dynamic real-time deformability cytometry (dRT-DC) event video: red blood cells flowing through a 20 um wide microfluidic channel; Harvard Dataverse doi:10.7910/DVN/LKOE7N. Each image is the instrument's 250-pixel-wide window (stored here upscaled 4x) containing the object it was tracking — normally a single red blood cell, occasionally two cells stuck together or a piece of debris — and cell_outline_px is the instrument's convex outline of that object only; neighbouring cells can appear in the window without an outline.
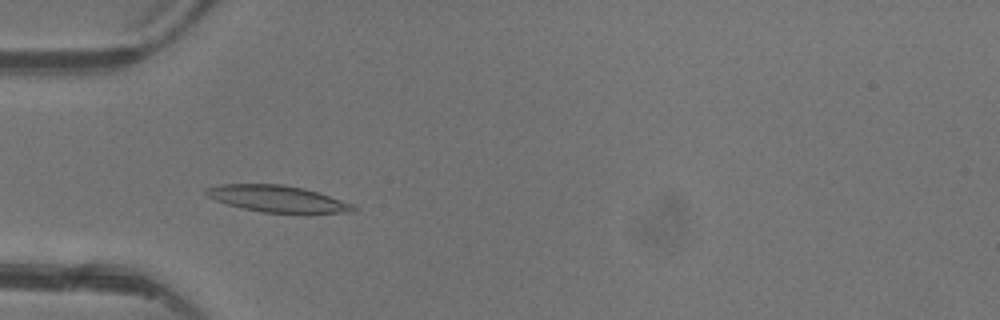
{"species": "common noctule bat (a hibernating species)", "species_latin": "Nyctalus noctula", "temperature_condition": "warm", "stored_images_in_passage": 4, "camera_frame_rate_fps": 3000, "um_per_image_px": 0.085, "animal": {"sex": "female"}, "frame": {"image": 1, "passage_image": 4, "time_ms": 3.667, "image_size_px": [1000, 320], "cell_outline_px": [[356, 208], [352, 212], [300, 216], [260, 212], [228, 204], [216, 200], [208, 196], [204, 192], [204, 188], [220, 184], [284, 184], [304, 188], [352, 204]], "centroid_in_image_um": [23.63, 16.94], "position_along_channel_um": 61.4, "area_um2": 23.58}}